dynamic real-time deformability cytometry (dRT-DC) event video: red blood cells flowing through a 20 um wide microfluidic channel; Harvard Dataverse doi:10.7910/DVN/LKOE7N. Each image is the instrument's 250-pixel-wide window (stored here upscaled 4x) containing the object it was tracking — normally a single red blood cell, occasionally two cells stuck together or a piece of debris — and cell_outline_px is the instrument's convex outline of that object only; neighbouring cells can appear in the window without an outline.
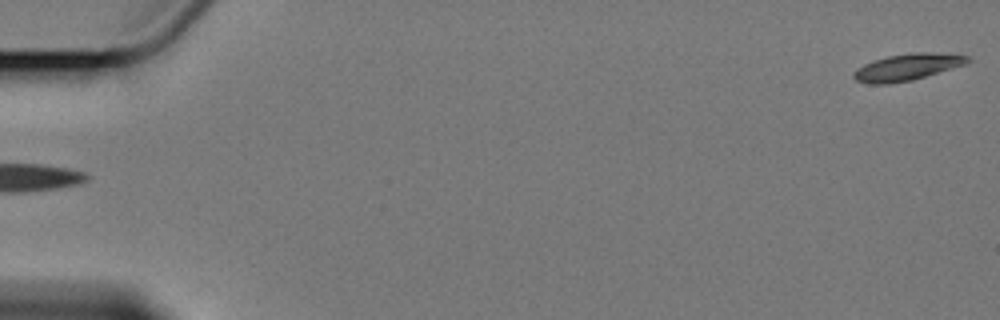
{"species": "Egyptian fruit bat (a non-hibernating species)", "species_latin": "Rousettus aegyptiacus", "temperature_condition": "cold", "stored_images_in_passage": 6, "segment_of_instrument_passage": [2, 2], "camera_frame_rate_fps": 3000, "um_per_image_px": 0.085, "animal": {"sex": "female"}, "frame": {"image": 1, "passage_image": 6, "time_ms": 6.667, "image_size_px": [1000, 320], "cell_outline_px": [[972, 60], [968, 64], [912, 80], [888, 84], [872, 84], [856, 80], [852, 76], [852, 72], [856, 68], [872, 60], [888, 56], [912, 52], [956, 52], [968, 56]], "centroid_in_image_um": [77.19, 5.68], "position_along_channel_um": 7.8, "area_um2": 18.21}}